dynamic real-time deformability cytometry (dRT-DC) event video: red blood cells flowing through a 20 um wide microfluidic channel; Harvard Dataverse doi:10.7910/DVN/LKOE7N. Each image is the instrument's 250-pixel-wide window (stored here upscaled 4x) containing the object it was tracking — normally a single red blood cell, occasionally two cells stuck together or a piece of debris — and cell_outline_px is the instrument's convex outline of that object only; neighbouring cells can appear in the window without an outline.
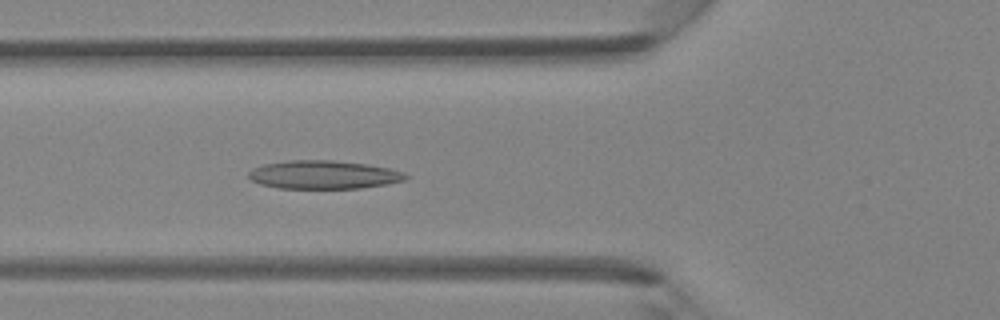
{"species": "Egyptian fruit bat (a non-hibernating species)", "species_latin": "Rousettus aegyptiacus", "temperature_condition": "room temperature", "stored_images_in_passage": 40, "camera_frame_rate_fps": 3000, "um_per_image_px": 0.085, "animal": {"sex": "female"}, "frame": {"image": 1, "passage_image": 15, "time_ms": 4.667, "image_size_px": [1000, 320], "cell_outline_px": [[412, 176], [404, 180], [384, 184], [360, 188], [276, 188], [260, 184], [252, 180], [248, 176], [248, 172], [252, 168], [264, 164], [288, 160], [332, 160], [368, 164], [388, 168], [404, 172]], "centroid_in_image_um": [27.5, 14.84], "position_along_channel_um": 98.3, "area_um2": 26.01}}
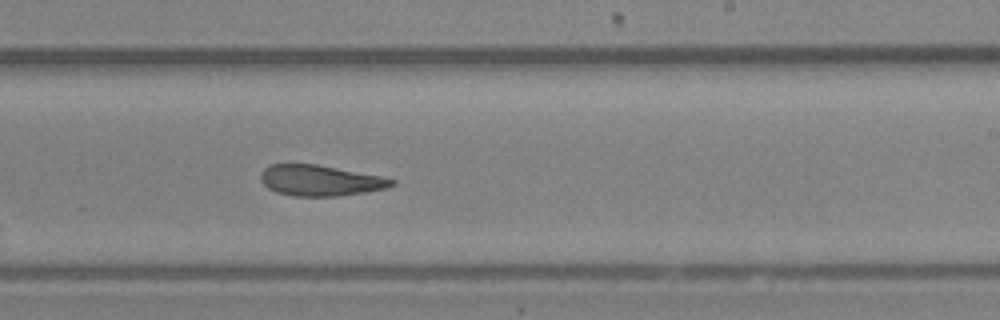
{"frame": {"image": 2, "passage_image": 26, "time_ms": 8.333, "image_size_px": [1000, 320], "cell_outline_px": [[396, 184], [384, 188], [364, 192], [340, 196], [296, 196], [276, 192], [268, 188], [260, 180], [260, 172], [268, 164], [316, 164], [380, 176], [396, 180]], "centroid_in_image_um": [27.17, 15.33], "position_along_channel_um": 261.8, "area_um2": 23.41}}
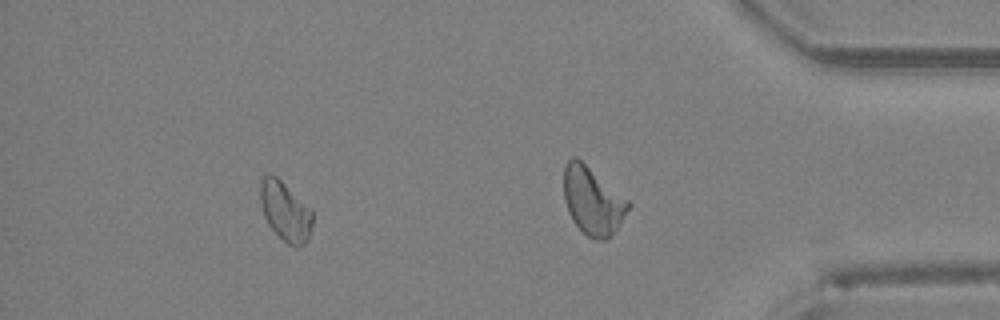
{"frame": {"image": 3, "passage_image": 35, "time_ms": 11.333, "image_size_px": [1000, 320], "cell_outline_px": [[312, 224], [308, 240], [304, 244], [296, 248], [288, 244], [268, 224], [264, 216], [260, 204], [260, 180], [268, 172], [276, 176], [312, 208]], "centroid_in_image_um": [24.25, 17.94], "position_along_channel_um": 411.0, "area_um2": 18.21}}